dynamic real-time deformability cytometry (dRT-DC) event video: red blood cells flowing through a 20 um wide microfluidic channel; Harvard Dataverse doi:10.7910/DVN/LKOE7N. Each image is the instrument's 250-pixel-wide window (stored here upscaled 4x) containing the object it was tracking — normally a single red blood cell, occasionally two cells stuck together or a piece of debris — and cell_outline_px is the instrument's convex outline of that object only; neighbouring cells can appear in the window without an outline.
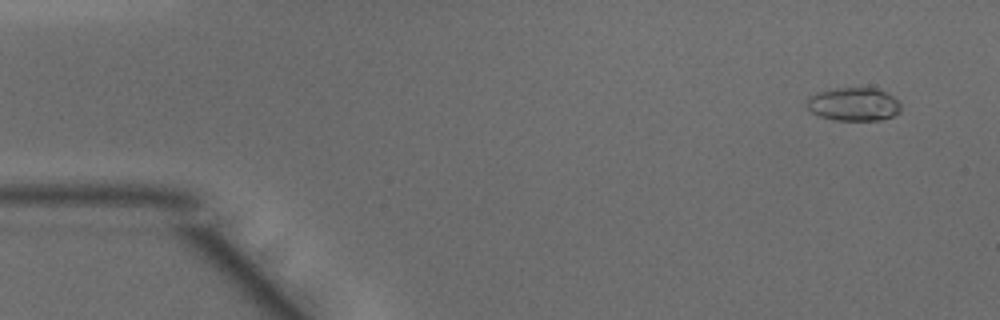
{"species": "common noctule bat (a hibernating species)", "species_latin": "Nyctalus noctula", "temperature_condition": "warm", "stored_images_in_passage": 42, "camera_frame_rate_fps": 3000, "um_per_image_px": 0.085, "animal": {"sex": "male", "body_mass_g": 15.6}, "frame": {"image": 1, "passage_image": 2, "time_ms": 0.333, "image_size_px": [1000, 320], "cell_outline_px": [[900, 112], [892, 116], [880, 120], [836, 120], [820, 116], [812, 112], [804, 104], [808, 96], [816, 92], [836, 88], [876, 88], [900, 100]], "centroid_in_image_um": [72.54, 8.85], "position_along_channel_um": 12.5, "area_um2": 18.38}}
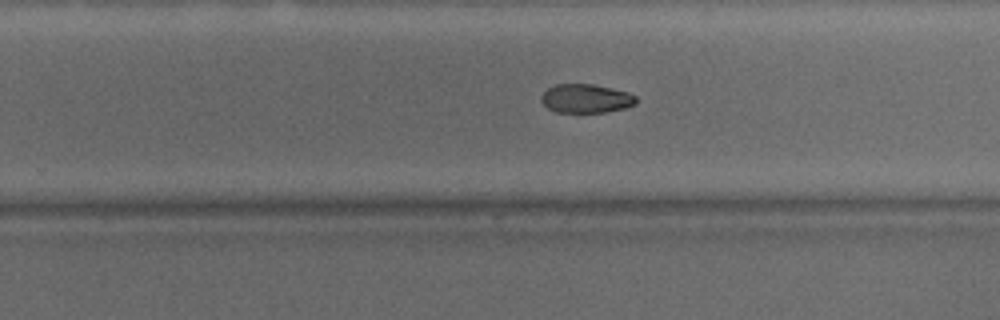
{"frame": {"image": 2, "passage_image": 29, "time_ms": 9.333, "image_size_px": [1000, 320], "cell_outline_px": [[636, 104], [624, 108], [604, 112], [556, 112], [548, 108], [540, 100], [540, 96], [548, 88], [556, 84], [592, 84], [612, 88], [628, 92], [636, 96]], "centroid_in_image_um": [49.8, 8.37], "position_along_channel_um": 280.0, "area_um2": 15.9}}
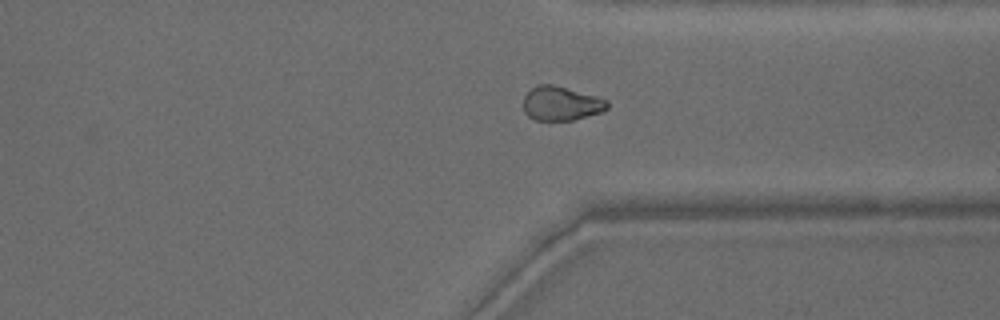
{"frame": {"image": 3, "passage_image": 35, "time_ms": 11.333, "image_size_px": [1000, 320], "cell_outline_px": [[608, 108], [604, 112], [572, 120], [536, 120], [528, 116], [524, 112], [524, 96], [532, 88], [540, 84], [552, 84], [596, 96], [608, 100]], "centroid_in_image_um": [47.71, 8.8], "position_along_channel_um": 363.7, "area_um2": 16.65}, "authors_computed_cell_mechanics": {"area_um2": 16.9643, "velocity_mm_per_s": 4.1914, "shape_relaxation_time_tau1_ms": 5.2793, "shape_relaxation_time_tau2_ms": null, "deformation_change_tau1": 0.1479, "deformation_change_tau2": null}}